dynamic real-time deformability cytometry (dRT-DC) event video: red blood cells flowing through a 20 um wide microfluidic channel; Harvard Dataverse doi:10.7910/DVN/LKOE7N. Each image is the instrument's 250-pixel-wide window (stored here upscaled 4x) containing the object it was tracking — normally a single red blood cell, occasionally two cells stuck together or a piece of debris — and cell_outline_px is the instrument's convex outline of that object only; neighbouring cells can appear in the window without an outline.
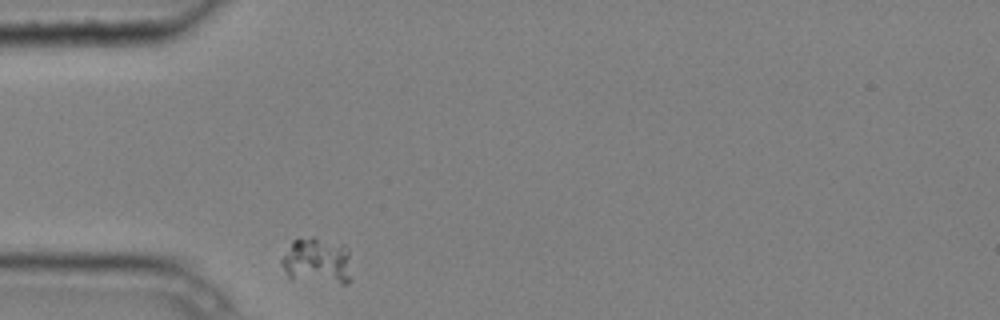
{"species": "common noctule bat (a hibernating species)", "species_latin": "Nyctalus noctula", "temperature_condition": "cold", "stored_images_in_passage": 1, "camera_frame_rate_fps": 3000, "um_per_image_px": 0.085, "animal": {"sex": "male", "body_mass_g": 20.4}, "frame": {"image": 1, "passage_image": 1, "time_ms": 0.0, "image_size_px": [1000, 320], "cell_outline_px": [[352, 280], [348, 284], [340, 284], [292, 280], [288, 276], [280, 264], [280, 260], [292, 240], [300, 236], [312, 236], [348, 248]], "centroid_in_image_um": [26.93, 22.21], "position_along_channel_um": 58.1, "area_um2": 19.54}}